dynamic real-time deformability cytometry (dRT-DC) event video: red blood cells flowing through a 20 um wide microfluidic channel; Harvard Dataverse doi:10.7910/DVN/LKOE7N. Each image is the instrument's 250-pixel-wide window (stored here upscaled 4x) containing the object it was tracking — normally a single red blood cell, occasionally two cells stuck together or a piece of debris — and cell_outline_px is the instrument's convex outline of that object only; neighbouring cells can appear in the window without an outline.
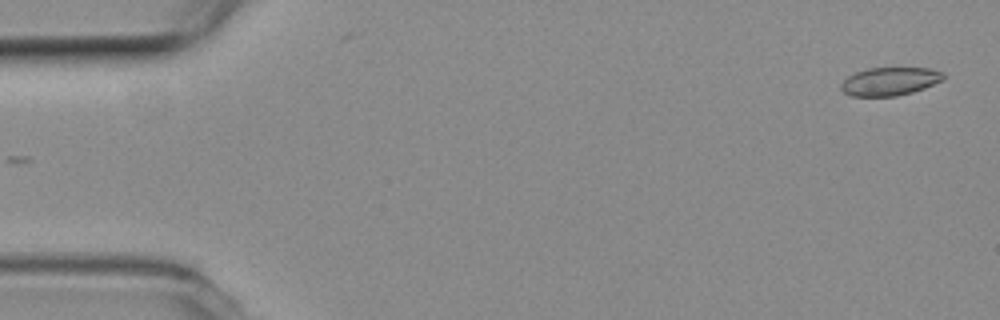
{"species": "common noctule bat (a hibernating species)", "species_latin": "Nyctalus noctula", "temperature_condition": "room temperature", "stored_images_in_passage": 3, "camera_frame_rate_fps": 3000, "um_per_image_px": 0.085, "animal": {"sex": "female", "body_mass_g": 19.3, "forearm_length_mm": 54.1}, "frame": {"image": 1, "passage_image": 1, "time_ms": 0.0, "image_size_px": [1000, 320], "cell_outline_px": [[944, 80], [924, 88], [912, 92], [896, 96], [852, 96], [844, 92], [840, 88], [840, 84], [848, 76], [856, 72], [868, 68], [928, 68], [944, 72]], "centroid_in_image_um": [75.64, 6.91], "position_along_channel_um": 9.4, "area_um2": 16.82}}